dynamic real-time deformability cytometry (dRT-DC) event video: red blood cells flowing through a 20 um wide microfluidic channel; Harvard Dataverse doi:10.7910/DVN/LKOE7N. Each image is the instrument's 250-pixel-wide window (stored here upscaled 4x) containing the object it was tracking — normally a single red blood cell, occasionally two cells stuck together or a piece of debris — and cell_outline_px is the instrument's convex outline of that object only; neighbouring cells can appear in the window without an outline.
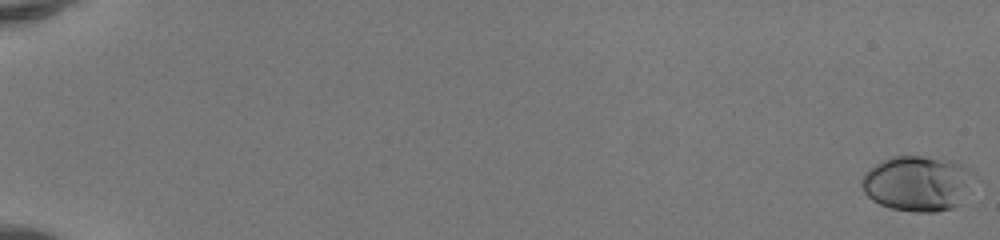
{"species": "human", "species_latin": "Homo sapiens", "temperature_condition": "room temperature", "stored_images_in_passage": 52, "camera_frame_rate_fps": 3000, "um_per_image_px": 0.085, "donor": {"sex": "female"}, "frame": {"image": 1, "passage_image": 1, "time_ms": 0.0, "image_size_px": [1000, 240], "cell_outline_px": [[980, 180], [960, 204], [952, 208], [936, 212], [916, 212], [892, 208], [880, 204], [872, 200], [864, 192], [860, 184], [860, 180], [864, 172], [880, 160], [892, 156], [920, 156], [952, 160], [976, 172]], "centroid_in_image_um": [78.07, 15.58], "position_along_channel_um": 6.9, "area_um2": 37.34}}
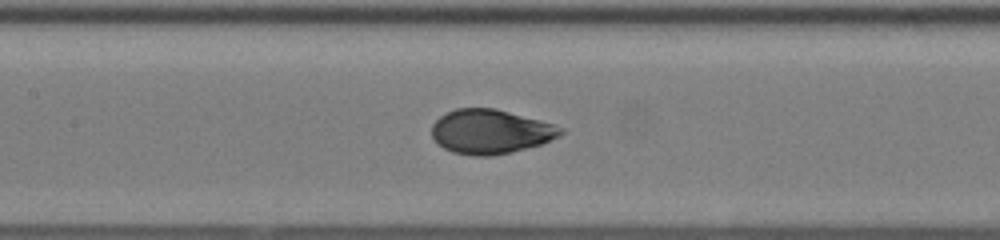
{"frame": {"image": 2, "passage_image": 28, "time_ms": 9.0, "image_size_px": [1000, 240], "cell_outline_px": [[564, 132], [540, 144], [512, 152], [492, 156], [472, 156], [452, 152], [444, 148], [432, 136], [432, 124], [440, 116], [456, 108], [496, 108], [552, 124], [564, 128]], "centroid_in_image_um": [41.65, 11.19], "position_along_channel_um": 165.7, "area_um2": 32.95}}
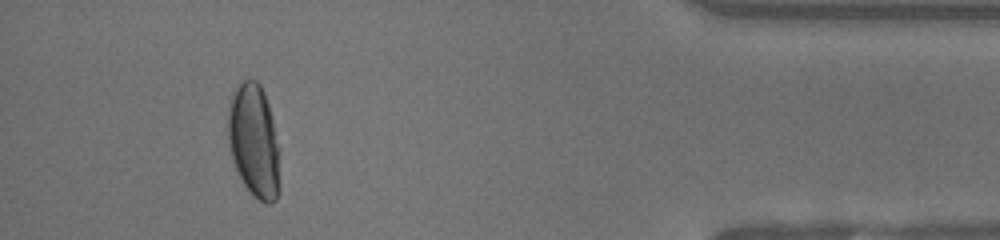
{"frame": {"image": 3, "passage_image": 49, "time_ms": 16.0, "image_size_px": [1000, 240], "cell_outline_px": [[280, 188], [276, 200], [272, 204], [268, 204], [252, 196], [244, 184], [236, 168], [228, 144], [228, 108], [232, 96], [236, 88], [244, 80], [256, 80], [260, 84], [264, 92], [272, 116], [280, 148]], "centroid_in_image_um": [21.63, 12.03], "position_along_channel_um": 413.6, "area_um2": 34.68}, "authors_computed_cell_mechanics": {"area_um2": 33.813, "velocity_mm_per_s": 4.1605, "shape_relaxation_time_tau1_ms": 5.0876, "shape_relaxation_time_tau2_ms": null, "deformation_change_tau1": 0.2042, "deformation_change_tau2": null}}